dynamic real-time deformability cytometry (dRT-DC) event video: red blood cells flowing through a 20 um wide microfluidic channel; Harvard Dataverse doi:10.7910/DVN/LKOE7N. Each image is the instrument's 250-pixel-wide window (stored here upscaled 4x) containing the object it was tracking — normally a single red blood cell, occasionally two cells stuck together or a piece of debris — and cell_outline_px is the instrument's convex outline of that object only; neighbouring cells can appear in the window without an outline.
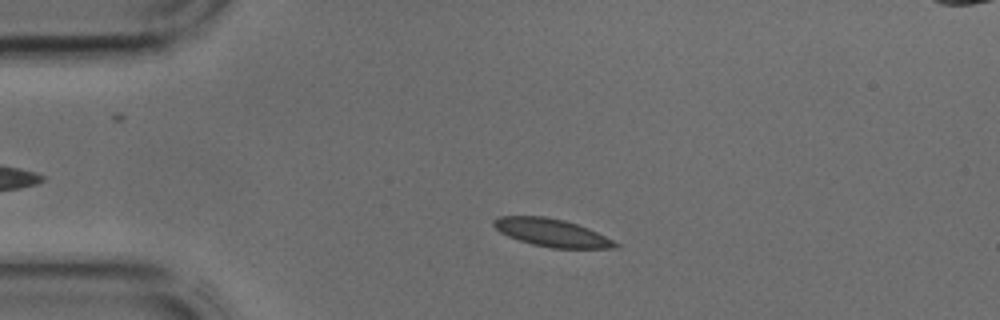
{"species": "common noctule bat (a hibernating species)", "species_latin": "Nyctalus noctula", "temperature_condition": "cold", "stored_images_in_passage": 41, "camera_frame_rate_fps": 3000, "um_per_image_px": 0.085, "animal": {"sex": "male", "body_mass_g": 17.9, "forearm_length_mm": 54.2}, "frame": {"image": 1, "passage_image": 6, "time_ms": 1.667, "image_size_px": [1000, 320], "cell_outline_px": [[620, 248], [552, 248], [532, 244], [508, 236], [500, 232], [492, 224], [492, 220], [500, 216], [544, 216], [564, 220], [588, 228], [620, 244]], "centroid_in_image_um": [46.89, 19.78], "position_along_channel_um": 38.1, "area_um2": 19.54}}
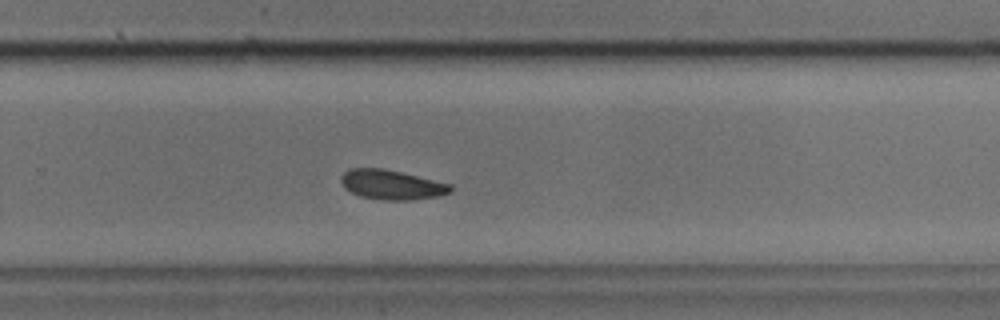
{"frame": {"image": 2, "passage_image": 25, "time_ms": 8.0, "image_size_px": [1000, 320], "cell_outline_px": [[452, 192], [440, 196], [412, 200], [380, 200], [360, 196], [344, 188], [340, 180], [340, 176], [344, 172], [352, 168], [384, 168], [452, 184]], "centroid_in_image_um": [33.3, 15.7], "position_along_channel_um": 296.5, "area_um2": 19.07}}
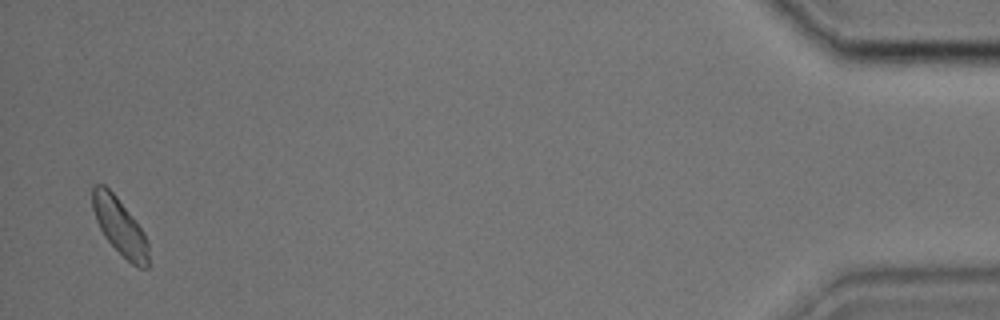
{"frame": {"image": 3, "passage_image": 39, "time_ms": 12.667, "image_size_px": [1000, 320], "cell_outline_px": [[152, 264], [148, 268], [140, 268], [132, 264], [104, 236], [96, 220], [92, 208], [92, 188], [96, 184], [104, 184], [116, 196], [144, 232], [148, 244]], "centroid_in_image_um": [10.22, 19.29], "position_along_channel_um": 425.0, "area_um2": 18.5}}